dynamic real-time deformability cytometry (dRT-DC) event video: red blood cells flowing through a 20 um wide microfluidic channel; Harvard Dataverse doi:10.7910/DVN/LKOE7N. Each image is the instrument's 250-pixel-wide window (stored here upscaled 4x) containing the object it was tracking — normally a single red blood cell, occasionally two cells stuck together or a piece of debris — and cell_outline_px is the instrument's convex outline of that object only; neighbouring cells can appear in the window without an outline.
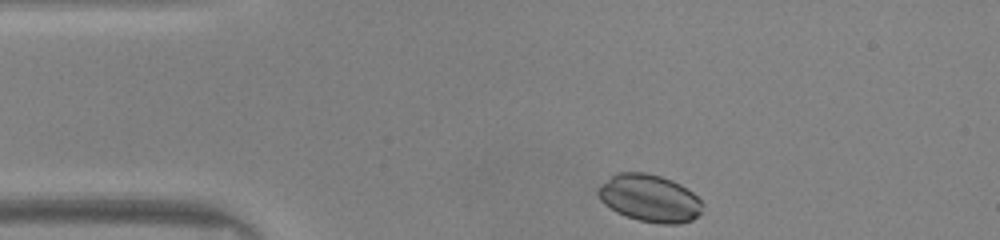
{"species": "common noctule bat (a hibernating species)", "species_latin": "Nyctalus noctula", "temperature_condition": "warm", "stored_images_in_passage": 41, "camera_frame_rate_fps": 3000, "um_per_image_px": 0.085, "animal": {"sex": "male", "body_mass_g": 20.0, "forearm_length_mm": 53.3}, "frame": {"image": 1, "passage_image": 1, "time_ms": 0.0, "image_size_px": [1000, 240], "cell_outline_px": [[704, 204], [700, 212], [692, 220], [680, 224], [660, 224], [640, 220], [624, 216], [616, 212], [604, 204], [600, 200], [596, 192], [596, 188], [600, 184], [616, 172], [644, 172], [660, 176], [672, 180], [680, 184], [692, 192]], "centroid_in_image_um": [55.18, 16.84], "position_along_channel_um": 29.8, "area_um2": 29.02}}
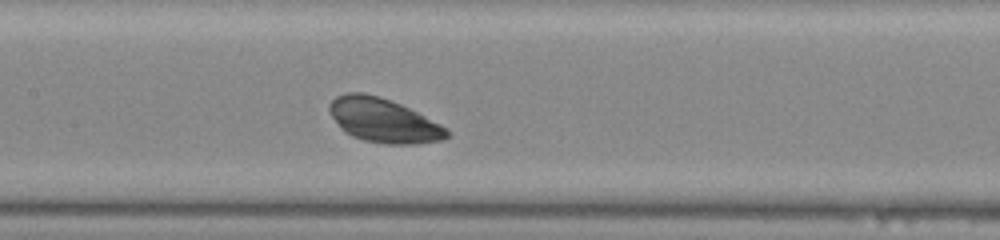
{"frame": {"image": 2, "passage_image": 15, "time_ms": 4.667, "image_size_px": [1000, 240], "cell_outline_px": [[448, 136], [444, 140], [416, 144], [384, 144], [364, 140], [352, 136], [344, 132], [340, 128], [332, 116], [328, 108], [328, 104], [336, 96], [348, 92], [364, 92], [380, 96], [400, 104], [440, 124], [448, 132]], "centroid_in_image_um": [32.55, 10.23], "position_along_channel_um": 174.8, "area_um2": 30.06}}
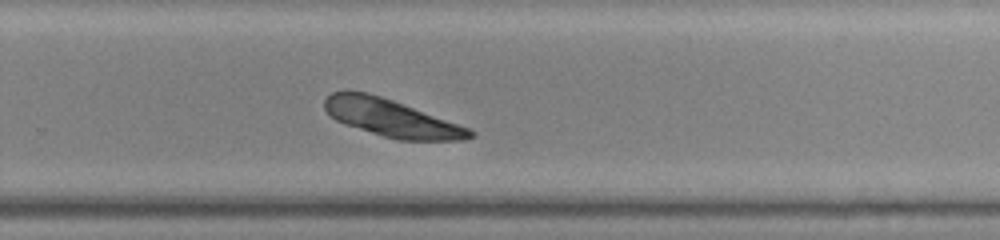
{"frame": {"image": 3, "passage_image": 24, "time_ms": 7.667, "image_size_px": [1000, 240], "cell_outline_px": [[476, 136], [464, 140], [396, 140], [344, 124], [336, 120], [324, 108], [324, 100], [332, 92], [344, 88], [368, 92], [404, 104], [468, 128], [476, 132]], "centroid_in_image_um": [33.22, 10.01], "position_along_channel_um": 296.6, "area_um2": 31.67}}